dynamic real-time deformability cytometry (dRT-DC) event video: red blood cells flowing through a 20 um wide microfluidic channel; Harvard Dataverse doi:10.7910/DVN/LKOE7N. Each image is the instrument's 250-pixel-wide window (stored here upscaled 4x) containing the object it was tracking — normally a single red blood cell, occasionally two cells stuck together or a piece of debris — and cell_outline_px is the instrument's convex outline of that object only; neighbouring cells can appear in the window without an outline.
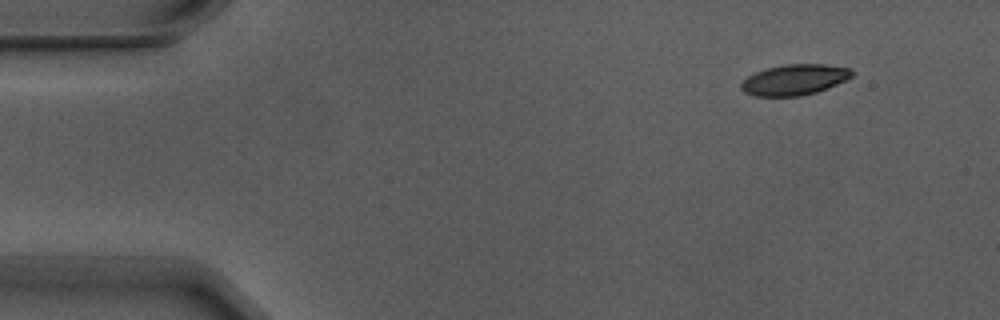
{"species": "Egyptian fruit bat (a non-hibernating species)", "species_latin": "Rousettus aegyptiacus", "temperature_condition": "warm", "stored_images_in_passage": 5, "camera_frame_rate_fps": 3000, "um_per_image_px": 0.085, "animal": {"sex": "male"}, "frame": {"image": 1, "passage_image": 2, "time_ms": 0.333, "image_size_px": [1000, 320], "cell_outline_px": [[852, 76], [848, 80], [828, 88], [816, 92], [800, 96], [752, 96], [744, 92], [740, 88], [740, 84], [748, 76], [764, 68], [784, 64], [824, 64], [848, 68], [852, 72]], "centroid_in_image_um": [67.51, 6.78], "position_along_channel_um": 17.5, "area_um2": 19.94}}
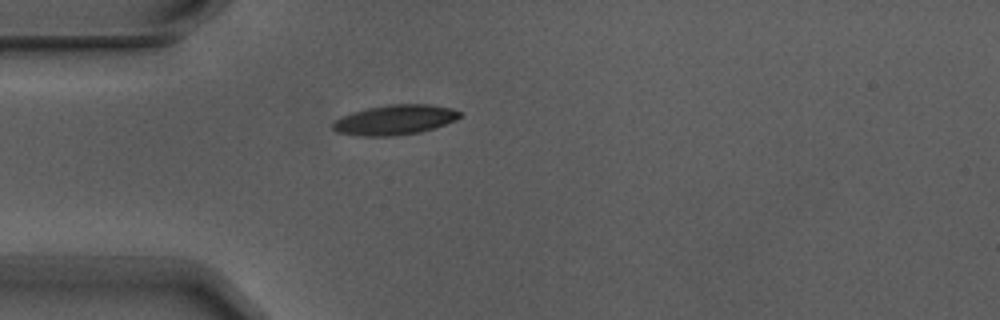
{"frame": {"image": 2, "passage_image": 5, "time_ms": 1.333, "image_size_px": [1000, 320], "cell_outline_px": [[464, 112], [456, 120], [420, 132], [392, 136], [356, 136], [336, 132], [332, 128], [332, 124], [336, 120], [352, 112], [368, 108], [392, 104], [432, 104], [452, 108]], "centroid_in_image_um": [33.58, 10.18], "position_along_channel_um": 51.4, "area_um2": 22.14}}